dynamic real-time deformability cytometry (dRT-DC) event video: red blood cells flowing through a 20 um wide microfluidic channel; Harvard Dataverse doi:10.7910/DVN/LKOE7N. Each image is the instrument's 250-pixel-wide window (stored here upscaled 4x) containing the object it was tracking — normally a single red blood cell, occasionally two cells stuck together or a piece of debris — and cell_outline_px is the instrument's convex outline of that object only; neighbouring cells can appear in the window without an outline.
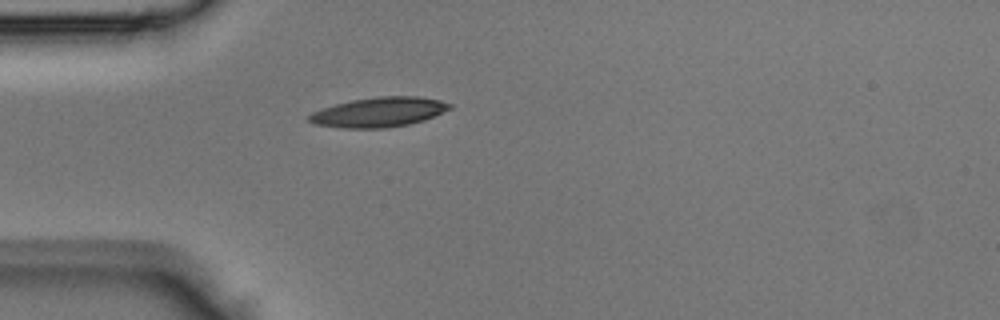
{"species": "Egyptian fruit bat (a non-hibernating species)", "species_latin": "Rousettus aegyptiacus", "temperature_condition": "room temperature", "stored_images_in_passage": 32, "camera_frame_rate_fps": 3000, "um_per_image_px": 0.085, "animal": {"sex": "male"}, "frame": {"image": 1, "passage_image": 1, "time_ms": 0.0, "image_size_px": [1000, 320], "cell_outline_px": [[452, 108], [424, 120], [408, 124], [384, 128], [344, 128], [316, 124], [308, 120], [308, 116], [312, 112], [336, 104], [352, 100], [376, 96], [420, 96], [440, 100], [452, 104]], "centroid_in_image_um": [32.24, 9.52], "position_along_channel_um": 52.8, "area_um2": 24.22}}
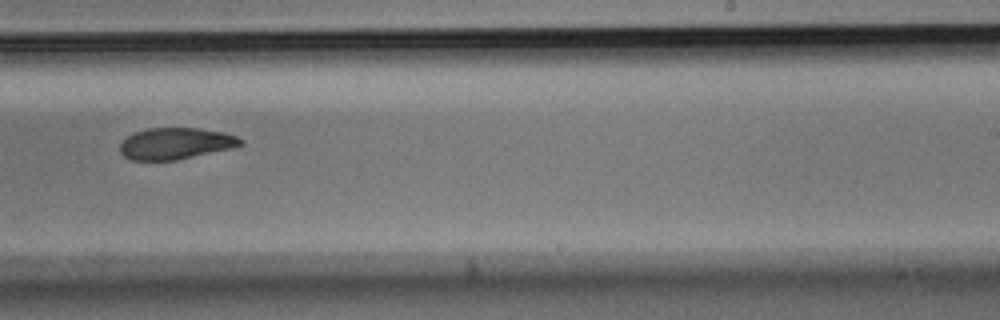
{"frame": {"image": 2, "passage_image": 16, "time_ms": 5.0, "image_size_px": [1000, 320], "cell_outline_px": [[244, 144], [232, 148], [176, 160], [132, 160], [124, 156], [120, 152], [120, 144], [128, 136], [136, 132], [148, 128], [196, 128], [224, 132], [236, 136], [244, 140]], "centroid_in_image_um": [14.95, 12.2], "position_along_channel_um": 274.0, "area_um2": 22.02}}
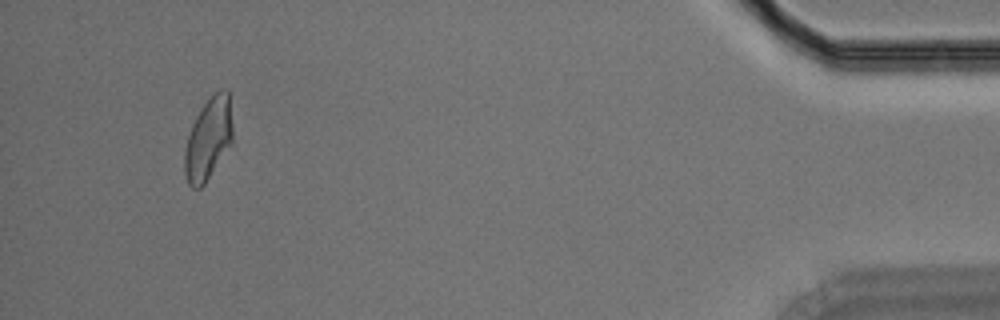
{"frame": {"image": 3, "passage_image": 30, "time_ms": 9.667, "image_size_px": [1000, 320], "cell_outline_px": [[232, 144], [204, 184], [200, 188], [192, 188], [188, 184], [184, 176], [184, 152], [188, 136], [192, 124], [200, 108], [212, 92], [220, 88], [224, 88], [228, 92], [232, 124]], "centroid_in_image_um": [17.7, 11.79], "position_along_channel_um": 417.5, "area_um2": 23.24}}